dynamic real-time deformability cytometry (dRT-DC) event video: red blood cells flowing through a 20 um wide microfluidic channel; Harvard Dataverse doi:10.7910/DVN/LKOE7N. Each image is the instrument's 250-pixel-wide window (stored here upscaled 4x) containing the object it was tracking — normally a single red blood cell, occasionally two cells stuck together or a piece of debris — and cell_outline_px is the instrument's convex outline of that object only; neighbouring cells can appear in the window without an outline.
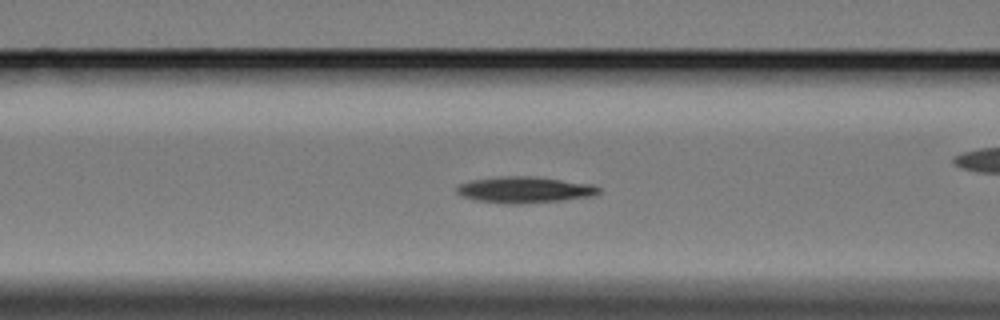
{"species": "Egyptian fruit bat (a non-hibernating species)", "species_latin": "Rousettus aegyptiacus", "temperature_condition": "cold", "stored_images_in_passage": 8, "camera_frame_rate_fps": 3000, "um_per_image_px": 0.085, "animal": {"sex": "female"}, "frame": {"image": 1, "passage_image": 4, "time_ms": 1.0, "image_size_px": [1000, 320], "cell_outline_px": [[600, 192], [596, 196], [564, 200], [520, 204], [508, 204], [476, 200], [460, 196], [456, 192], [456, 188], [460, 184], [472, 180], [500, 176], [536, 176], [592, 184], [600, 188]], "centroid_in_image_um": [44.62, 16.13], "position_along_channel_um": 122.0, "area_um2": 21.96}}
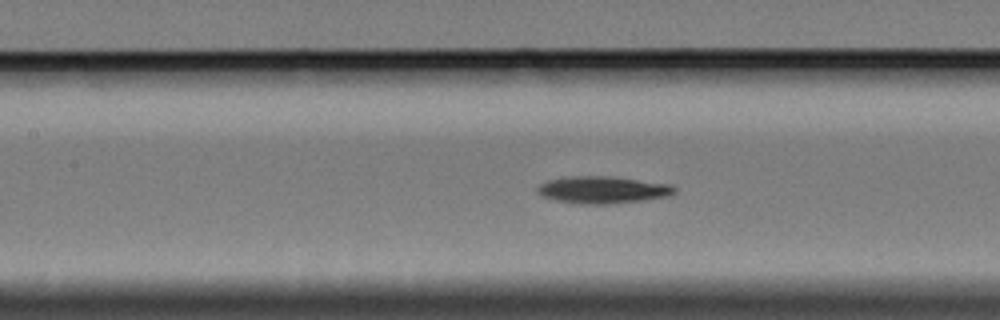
{"frame": {"image": 2, "passage_image": 7, "time_ms": 2.0, "image_size_px": [1000, 320], "cell_outline_px": [[676, 192], [672, 196], [644, 200], [608, 204], [576, 204], [556, 200], [540, 196], [536, 192], [536, 188], [540, 184], [548, 180], [568, 176], [612, 176], [672, 184], [676, 188]], "centroid_in_image_um": [51.25, 16.13], "position_along_channel_um": 156.2, "area_um2": 22.08}}